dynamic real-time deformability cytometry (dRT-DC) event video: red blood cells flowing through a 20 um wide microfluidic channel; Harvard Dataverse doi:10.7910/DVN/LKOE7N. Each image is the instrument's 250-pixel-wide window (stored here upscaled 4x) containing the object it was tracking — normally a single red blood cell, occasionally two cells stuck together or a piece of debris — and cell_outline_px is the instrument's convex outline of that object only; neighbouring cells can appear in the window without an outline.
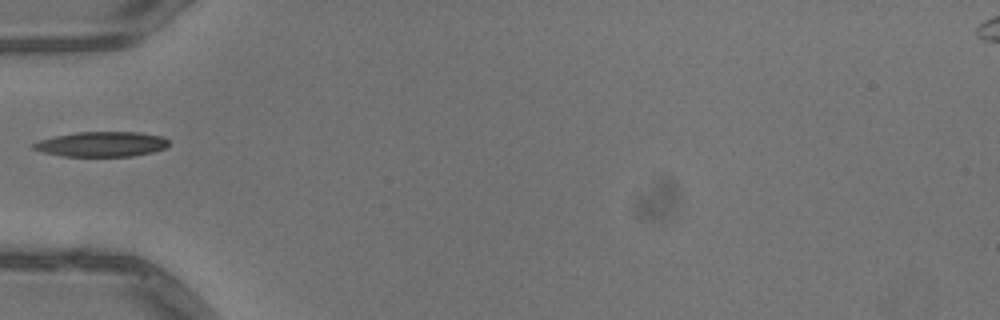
{"species": "common noctule bat (a hibernating species)", "species_latin": "Nyctalus noctula", "temperature_condition": "warm", "stored_images_in_passage": 12, "camera_frame_rate_fps": 3000, "um_per_image_px": 0.085, "animal": {"sex": "male", "body_mass_g": 13.3}, "frame": {"image": 1, "passage_image": 1, "time_ms": 0.0, "image_size_px": [1000, 320], "cell_outline_px": [[168, 144], [164, 148], [152, 152], [132, 156], [64, 156], [44, 152], [32, 148], [32, 144], [40, 140], [56, 136], [76, 132], [140, 132], [160, 136], [168, 140]], "centroid_in_image_um": [8.64, 12.25], "position_along_channel_um": 76.4, "area_um2": 19.48}}
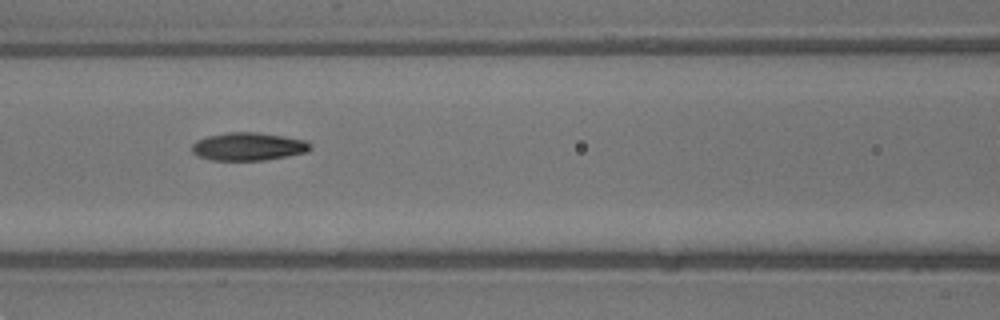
{"frame": {"image": 2, "passage_image": 6, "time_ms": 1.667, "image_size_px": [1000, 320], "cell_outline_px": [[312, 148], [308, 152], [288, 156], [264, 160], [212, 160], [196, 156], [192, 152], [192, 144], [196, 140], [208, 136], [228, 132], [256, 132], [284, 136], [304, 140], [312, 144]], "centroid_in_image_um": [21.11, 12.46], "position_along_channel_um": 145.5, "area_um2": 19.42}}
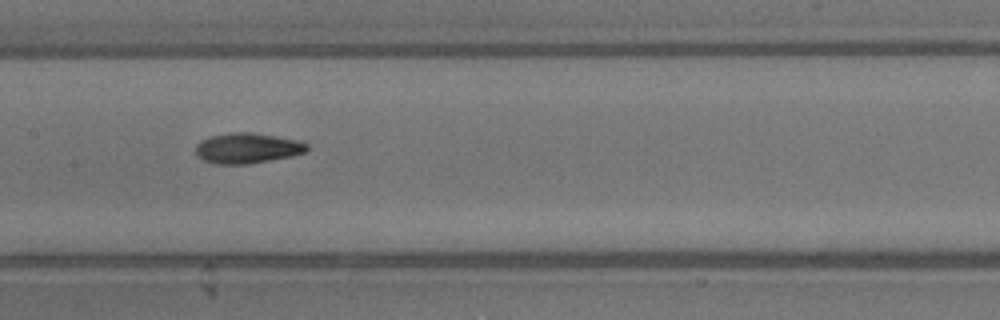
{"frame": {"image": 3, "passage_image": 9, "time_ms": 2.667, "image_size_px": [1000, 320], "cell_outline_px": [[308, 152], [292, 156], [248, 164], [216, 164], [200, 160], [196, 156], [196, 144], [200, 140], [212, 136], [232, 132], [252, 132], [300, 140], [308, 144]], "centroid_in_image_um": [21.02, 12.6], "position_along_channel_um": 186.4, "area_um2": 20.0}}